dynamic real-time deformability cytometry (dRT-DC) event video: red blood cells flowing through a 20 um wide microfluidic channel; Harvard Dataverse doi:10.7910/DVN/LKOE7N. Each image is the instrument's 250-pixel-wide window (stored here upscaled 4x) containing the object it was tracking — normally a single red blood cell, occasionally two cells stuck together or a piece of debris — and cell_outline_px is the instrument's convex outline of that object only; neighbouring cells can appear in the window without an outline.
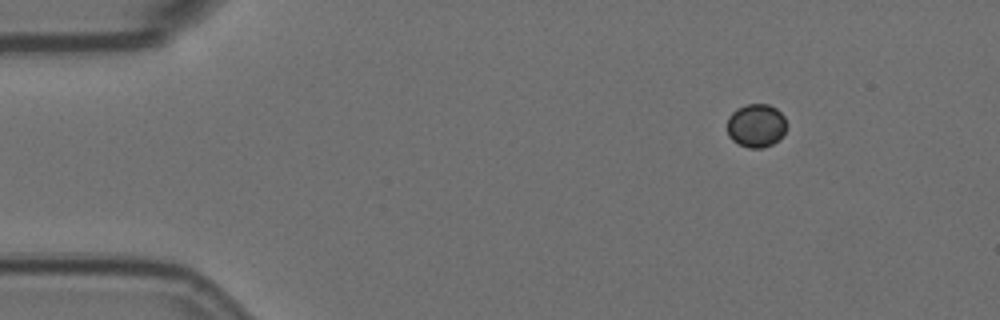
{"species": "Egyptian fruit bat (a non-hibernating species)", "species_latin": "Rousettus aegyptiacus", "temperature_condition": "room temperature", "stored_images_in_passage": 2, "camera_frame_rate_fps": 3000, "um_per_image_px": 0.085, "animal": {"sex": "female"}, "frame": {"image": 1, "passage_image": 1, "time_ms": 0.0, "image_size_px": [1000, 320], "cell_outline_px": [[788, 124], [784, 136], [772, 144], [764, 148], [748, 148], [732, 140], [728, 136], [728, 116], [736, 108], [748, 104], [768, 104], [776, 108], [784, 116]], "centroid_in_image_um": [64.3, 10.67], "position_along_channel_um": 20.7, "area_um2": 15.32}}